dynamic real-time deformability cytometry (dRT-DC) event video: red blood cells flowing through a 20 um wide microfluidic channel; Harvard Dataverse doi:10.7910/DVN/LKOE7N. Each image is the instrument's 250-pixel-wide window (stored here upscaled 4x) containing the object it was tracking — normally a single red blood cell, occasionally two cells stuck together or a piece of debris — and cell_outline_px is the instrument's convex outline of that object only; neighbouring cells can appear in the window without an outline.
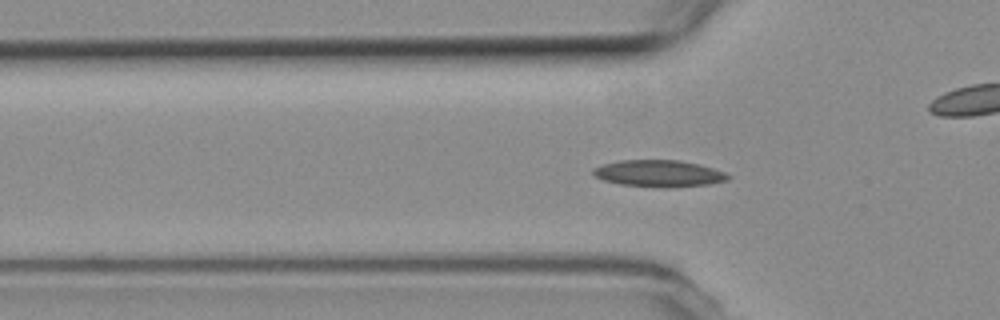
{"species": "common noctule bat (a hibernating species)", "species_latin": "Nyctalus noctula", "temperature_condition": "room temperature", "stored_images_in_passage": 46, "camera_frame_rate_fps": 3000, "um_per_image_px": 0.085, "animal": {"sex": "female", "body_mass_g": 19.3, "forearm_length_mm": 54.1}, "frame": {"image": 1, "passage_image": 16, "time_ms": 5.0, "image_size_px": [1000, 320], "cell_outline_px": [[732, 176], [728, 180], [708, 184], [672, 188], [664, 188], [620, 184], [604, 180], [596, 176], [592, 172], [592, 168], [604, 164], [620, 160], [680, 160], [700, 164], [724, 172]], "centroid_in_image_um": [56.03, 14.75], "position_along_channel_um": 69.8, "area_um2": 21.1}}
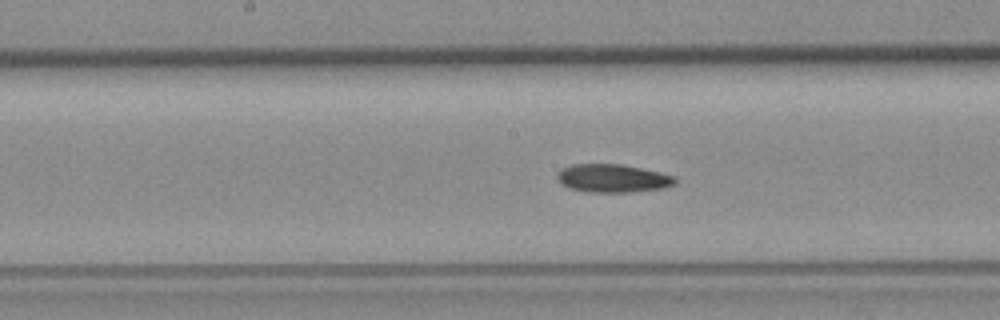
{"frame": {"image": 2, "passage_image": 26, "time_ms": 8.333, "image_size_px": [1000, 320], "cell_outline_px": [[676, 184], [664, 188], [628, 192], [588, 192], [568, 188], [560, 184], [556, 180], [556, 176], [560, 168], [572, 164], [620, 164], [660, 172], [676, 176]], "centroid_in_image_um": [52.04, 15.15], "position_along_channel_um": 196.2, "area_um2": 19.59}}
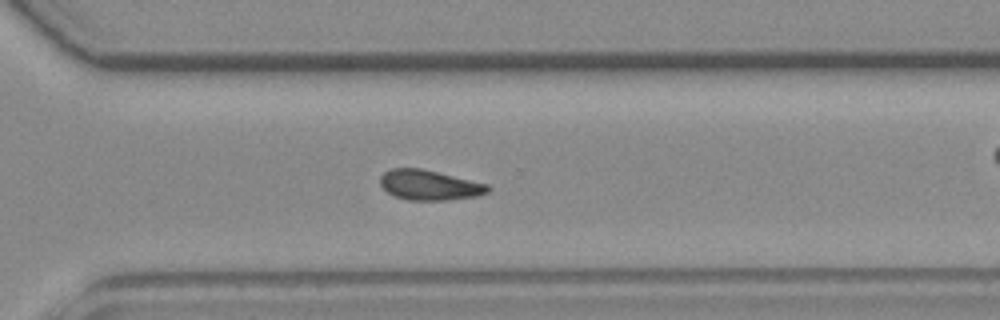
{"frame": {"image": 3, "passage_image": 37, "time_ms": 12.0, "image_size_px": [1000, 320], "cell_outline_px": [[492, 188], [488, 192], [476, 196], [448, 200], [408, 200], [392, 196], [380, 184], [380, 176], [384, 172], [392, 168], [420, 168], [488, 184]], "centroid_in_image_um": [36.49, 15.74], "position_along_channel_um": 334.1, "area_um2": 18.84}, "authors_computed_cell_mechanics": {"area_um2": 19.074, "velocity_mm_per_s": 3.7794, "shape_relaxation_time_tau1_ms": 7.7434, "shape_relaxation_time_tau2_ms": 4.4273, "deformation_change_tau1": 0.1591, "deformation_change_tau2": 0.1162}}